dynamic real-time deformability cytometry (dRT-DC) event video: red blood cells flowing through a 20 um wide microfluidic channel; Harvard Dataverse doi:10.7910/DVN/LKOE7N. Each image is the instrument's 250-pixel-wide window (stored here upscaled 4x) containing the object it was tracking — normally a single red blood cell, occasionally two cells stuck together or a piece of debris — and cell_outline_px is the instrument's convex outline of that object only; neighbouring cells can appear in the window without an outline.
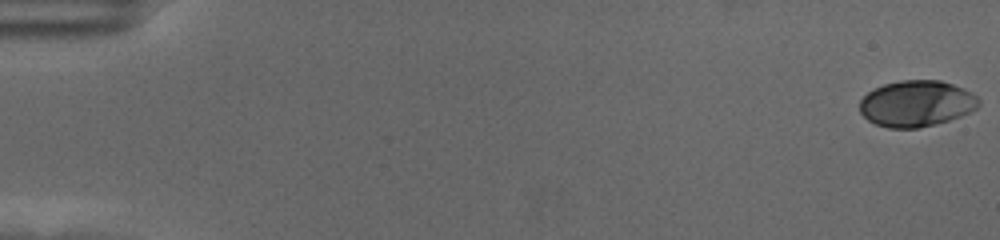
{"species": "human", "species_latin": "Homo sapiens", "temperature_condition": "cold", "stored_images_in_passage": 59, "camera_frame_rate_fps": 3000, "um_per_image_px": 0.085, "donor": {"sex": "female"}, "frame": {"image": 1, "passage_image": 1, "time_ms": 0.0, "image_size_px": [1000, 240], "cell_outline_px": [[980, 104], [976, 108], [960, 116], [936, 124], [916, 128], [888, 128], [876, 124], [868, 120], [860, 112], [860, 100], [868, 92], [884, 84], [900, 80], [940, 80], [964, 88], [972, 92], [980, 100]], "centroid_in_image_um": [77.9, 8.8], "position_along_channel_um": 7.1, "area_um2": 31.96}}
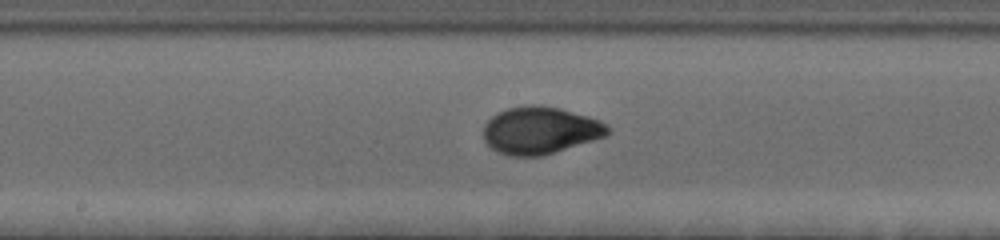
{"frame": {"image": 2, "passage_image": 32, "time_ms": 10.333, "image_size_px": [1000, 240], "cell_outline_px": [[612, 132], [604, 136], [544, 156], [508, 156], [496, 152], [484, 140], [484, 124], [496, 112], [508, 108], [528, 104], [540, 104], [560, 108], [588, 116], [600, 120], [612, 128]], "centroid_in_image_um": [45.91, 11.07], "position_along_channel_um": 202.3, "area_um2": 34.56}}
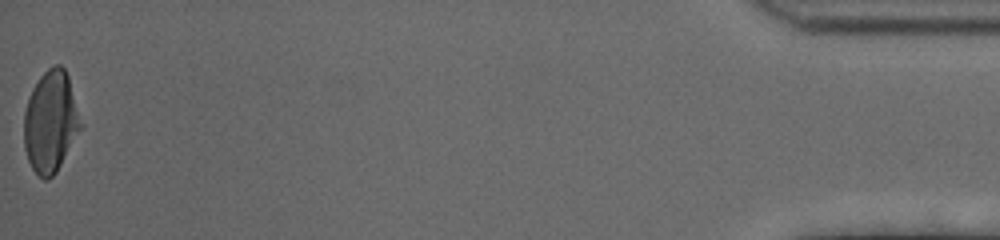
{"frame": {"image": 3, "passage_image": 59, "time_ms": 19.333, "image_size_px": [1000, 240], "cell_outline_px": [[84, 124], [56, 172], [48, 180], [44, 180], [32, 168], [28, 160], [24, 148], [24, 112], [28, 96], [32, 88], [40, 76], [52, 64], [60, 64], [64, 68], [68, 76]], "centroid_in_image_um": [4.31, 10.32], "position_along_channel_um": 430.9, "area_um2": 33.87}, "authors_computed_cell_mechanics": {"area_um2": 32.5992, "velocity_mm_per_s": 3.517, "shape_relaxation_time_tau1_ms": 4.2836, "shape_relaxation_time_tau2_ms": 0.8052, "deformation_change_tau1": 0.1645, "deformation_change_tau2": 0.0385}}